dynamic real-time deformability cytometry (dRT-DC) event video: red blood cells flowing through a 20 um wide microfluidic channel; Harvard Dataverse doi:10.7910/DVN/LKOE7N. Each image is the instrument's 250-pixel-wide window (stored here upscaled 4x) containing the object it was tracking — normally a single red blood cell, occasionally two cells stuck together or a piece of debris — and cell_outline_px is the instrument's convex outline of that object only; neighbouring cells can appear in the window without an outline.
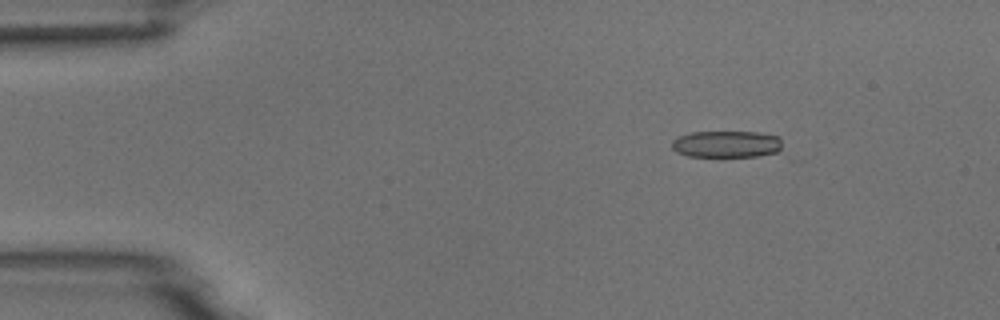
{"species": "common noctule bat (a hibernating species)", "species_latin": "Nyctalus noctula", "temperature_condition": "room temperature", "stored_images_in_passage": 5, "camera_frame_rate_fps": 3000, "um_per_image_px": 0.085, "animal": {"sex": "male", "body_mass_g": 18.8}, "frame": {"image": 1, "passage_image": 2, "time_ms": 2.0, "image_size_px": [1000, 320], "cell_outline_px": [[780, 156], [688, 156], [676, 152], [672, 148], [672, 140], [676, 136], [692, 132], [760, 132], [780, 136]], "centroid_in_image_um": [61.82, 12.26], "position_along_channel_um": 23.2, "area_um2": 17.69}}